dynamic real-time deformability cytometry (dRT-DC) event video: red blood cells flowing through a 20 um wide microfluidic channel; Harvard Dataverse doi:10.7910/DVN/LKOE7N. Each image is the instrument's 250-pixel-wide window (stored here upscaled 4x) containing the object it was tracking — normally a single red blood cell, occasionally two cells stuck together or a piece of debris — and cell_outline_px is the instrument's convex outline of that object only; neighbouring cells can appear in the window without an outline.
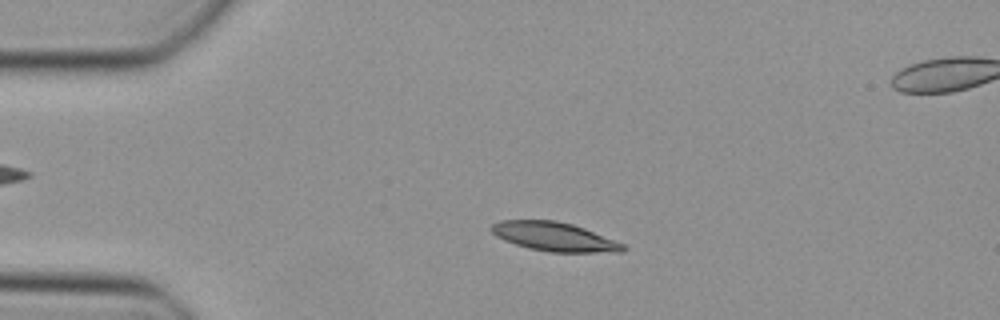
{"species": "Egyptian fruit bat (a non-hibernating species)", "species_latin": "Rousettus aegyptiacus", "temperature_condition": "cold", "stored_images_in_passage": 13, "camera_frame_rate_fps": 3000, "um_per_image_px": 0.085, "animal": {"sex": "female"}, "frame": {"image": 1, "passage_image": 10, "time_ms": 3.0, "image_size_px": [1000, 320], "cell_outline_px": [[628, 248], [624, 252], [548, 252], [528, 248], [504, 240], [496, 236], [488, 228], [492, 224], [500, 220], [556, 220], [572, 224], [584, 228], [624, 244]], "centroid_in_image_um": [47.1, 20.12], "position_along_channel_um": 37.9, "area_um2": 22.25}}